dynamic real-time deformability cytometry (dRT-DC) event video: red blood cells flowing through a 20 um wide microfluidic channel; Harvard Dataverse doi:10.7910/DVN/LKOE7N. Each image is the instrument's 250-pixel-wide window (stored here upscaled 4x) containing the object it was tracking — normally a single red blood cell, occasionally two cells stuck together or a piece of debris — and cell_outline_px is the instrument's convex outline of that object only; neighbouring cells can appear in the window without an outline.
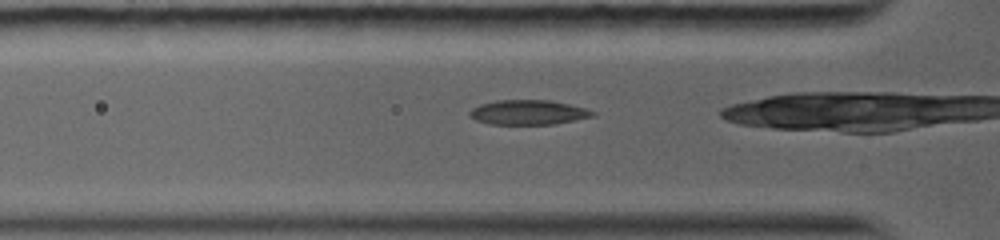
{"species": "common noctule bat (a hibernating species)", "species_latin": "Nyctalus noctula", "temperature_condition": "warm", "stored_images_in_passage": 27, "camera_frame_rate_fps": 5000, "um_per_image_px": 0.085, "animal": {"sex": "female", "body_mass_g": 19.0, "forearm_length_mm": 56.7}, "frame": {"image": 1, "passage_image": 2, "time_ms": 0.4, "image_size_px": [1000, 240], "cell_outline_px": [[596, 116], [556, 124], [488, 124], [476, 120], [468, 116], [468, 112], [472, 108], [480, 104], [496, 100], [552, 100], [584, 108], [596, 112]], "centroid_in_image_um": [44.89, 9.55], "position_along_channel_um": 80.9, "area_um2": 17.86}}
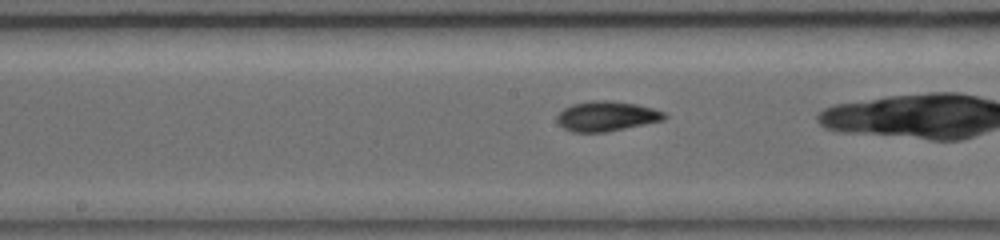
{"frame": {"image": 2, "passage_image": 9, "time_ms": 3.2, "image_size_px": [1000, 240], "cell_outline_px": [[668, 116], [664, 120], [608, 132], [572, 132], [564, 128], [556, 120], [556, 116], [564, 108], [572, 104], [592, 100], [612, 100], [636, 104], [652, 108], [664, 112]], "centroid_in_image_um": [51.56, 9.87], "position_along_channel_um": 196.6, "area_um2": 18.84}}
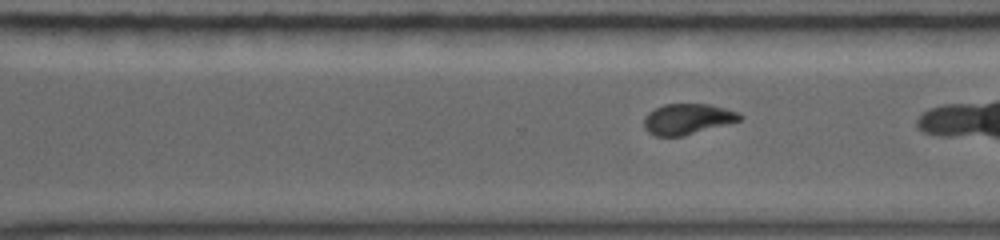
{"frame": {"image": 3, "passage_image": 20, "time_ms": 6.0, "image_size_px": [1000, 240], "cell_outline_px": [[744, 116], [740, 120], [680, 136], [656, 136], [648, 132], [644, 128], [644, 116], [648, 112], [664, 104], [708, 104], [740, 112]], "centroid_in_image_um": [58.41, 10.1], "position_along_channel_um": 312.2, "area_um2": 16.88}}